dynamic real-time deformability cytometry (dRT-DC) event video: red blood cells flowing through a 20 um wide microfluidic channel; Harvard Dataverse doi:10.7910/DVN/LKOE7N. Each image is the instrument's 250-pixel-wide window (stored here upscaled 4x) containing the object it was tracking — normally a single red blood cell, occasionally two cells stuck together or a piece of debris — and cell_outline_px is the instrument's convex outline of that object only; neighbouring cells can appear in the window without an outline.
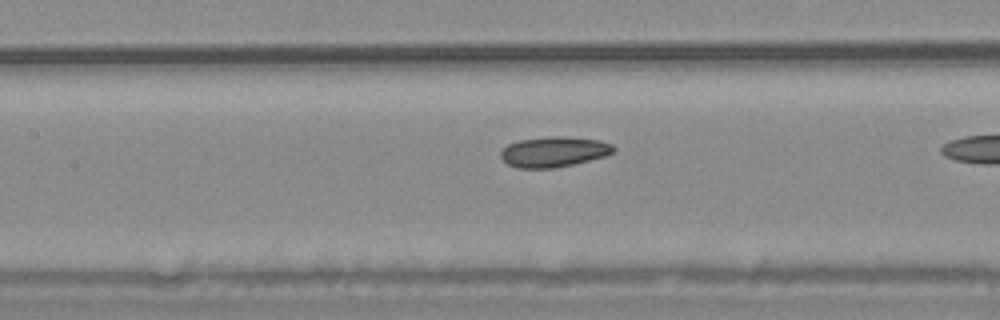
{"species": "common noctule bat (a hibernating species)", "species_latin": "Nyctalus noctula", "temperature_condition": "warm", "stored_images_in_passage": 31, "camera_frame_rate_fps": 3000, "um_per_image_px": 0.085, "animal": {"sex": "male", "body_mass_g": 20.4}, "frame": {"image": 1, "passage_image": 14, "time_ms": 4.333, "image_size_px": [1000, 320], "cell_outline_px": [[616, 148], [612, 152], [604, 156], [572, 164], [552, 168], [516, 168], [508, 164], [500, 156], [500, 152], [508, 144], [516, 140], [552, 136], [560, 136], [600, 140], [612, 144]], "centroid_in_image_um": [47.04, 12.89], "position_along_channel_um": 160.4, "area_um2": 19.83}}